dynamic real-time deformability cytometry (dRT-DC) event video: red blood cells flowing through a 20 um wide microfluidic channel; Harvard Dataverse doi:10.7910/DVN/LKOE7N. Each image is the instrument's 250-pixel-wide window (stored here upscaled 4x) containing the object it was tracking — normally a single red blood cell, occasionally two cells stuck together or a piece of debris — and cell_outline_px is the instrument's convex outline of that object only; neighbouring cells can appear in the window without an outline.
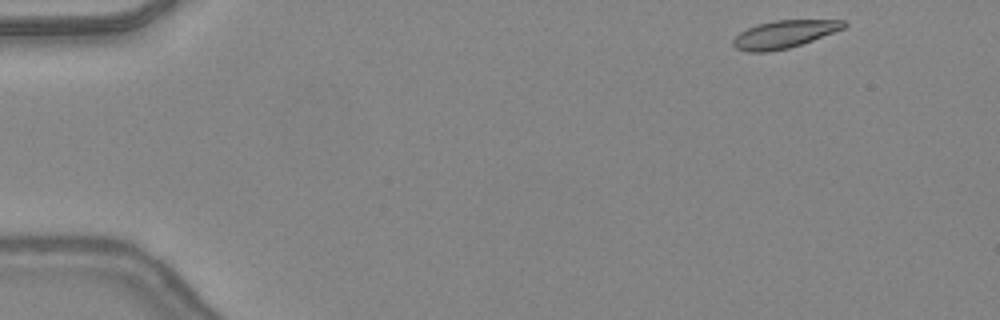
{"species": "common noctule bat (a hibernating species)", "species_latin": "Nyctalus noctula", "temperature_condition": "warm", "stored_images_in_passage": 44, "camera_frame_rate_fps": 3000, "um_per_image_px": 0.085, "animal": {"sex": "female", "body_mass_g": 24.6, "forearm_length_mm": 56.2}, "frame": {"image": 1, "passage_image": 1, "time_ms": 0.0, "image_size_px": [1000, 320], "cell_outline_px": [[848, 24], [844, 28], [812, 40], [788, 48], [768, 52], [748, 52], [736, 48], [732, 44], [732, 40], [740, 32], [748, 28], [760, 24], [776, 20], [844, 20]], "centroid_in_image_um": [66.64, 2.91], "position_along_channel_um": 18.4, "area_um2": 17.57}}
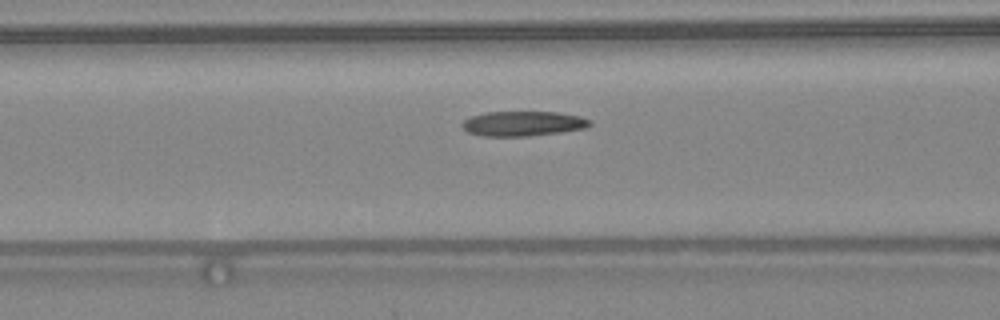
{"frame": {"image": 2, "passage_image": 16, "time_ms": 5.0, "image_size_px": [1000, 320], "cell_outline_px": [[592, 124], [588, 128], [560, 132], [528, 136], [480, 136], [468, 132], [460, 124], [464, 120], [472, 116], [484, 112], [560, 112], [580, 116], [592, 120]], "centroid_in_image_um": [44.49, 10.5], "position_along_channel_um": 122.1, "area_um2": 18.67}}
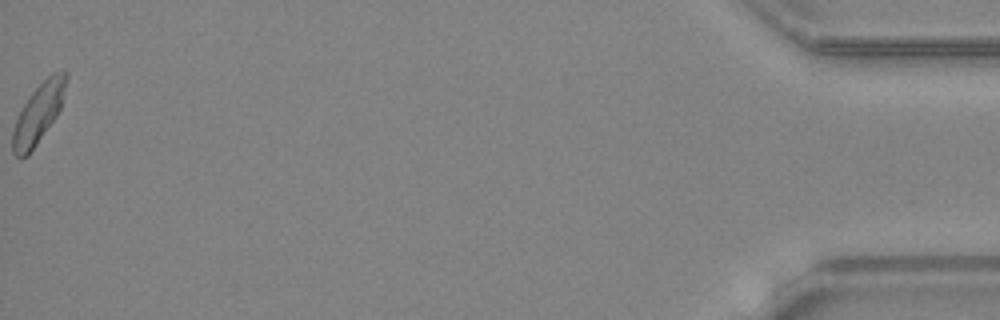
{"frame": {"image": 3, "passage_image": 44, "time_ms": 14.333, "image_size_px": [1000, 320], "cell_outline_px": [[68, 76], [60, 108], [56, 116], [28, 156], [20, 160], [12, 152], [12, 132], [16, 120], [28, 96], [52, 72], [64, 68], [68, 72]], "centroid_in_image_um": [3.27, 9.63], "position_along_channel_um": 431.9, "area_um2": 18.55}, "authors_computed_cell_mechanics": {"area_um2": 18.5538, "velocity_mm_per_s": 4.3846, "shape_relaxation_time_tau1_ms": 5.7293, "shape_relaxation_time_tau2_ms": 2.9569, "deformation_change_tau1": 0.156, "deformation_change_tau2": 0.0859}}